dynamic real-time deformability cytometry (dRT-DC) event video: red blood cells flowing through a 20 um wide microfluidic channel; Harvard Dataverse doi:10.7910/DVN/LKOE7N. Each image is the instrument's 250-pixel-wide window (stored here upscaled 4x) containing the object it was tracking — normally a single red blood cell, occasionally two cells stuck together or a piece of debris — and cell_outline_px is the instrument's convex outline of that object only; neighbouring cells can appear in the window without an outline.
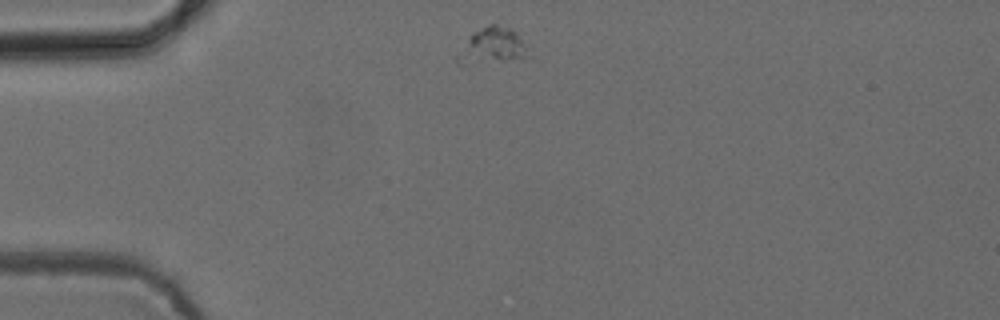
{"species": "common noctule bat (a hibernating species)", "species_latin": "Nyctalus noctula", "temperature_condition": "cold", "stored_images_in_passage": 42, "camera_frame_rate_fps": 3000, "um_per_image_px": 0.085, "animal": {"sex": "female", "body_mass_g": 24.6, "forearm_length_mm": 56.2}, "frame": {"image": 1, "passage_image": 1, "time_ms": 0.0, "image_size_px": [1000, 320], "cell_outline_px": [[532, 60], [500, 60], [492, 56], [472, 44], [468, 40], [472, 32], [488, 24], [496, 24], [516, 32], [528, 48]], "centroid_in_image_um": [42.52, 3.65], "position_along_channel_um": 42.5, "area_um2": 10.92}}
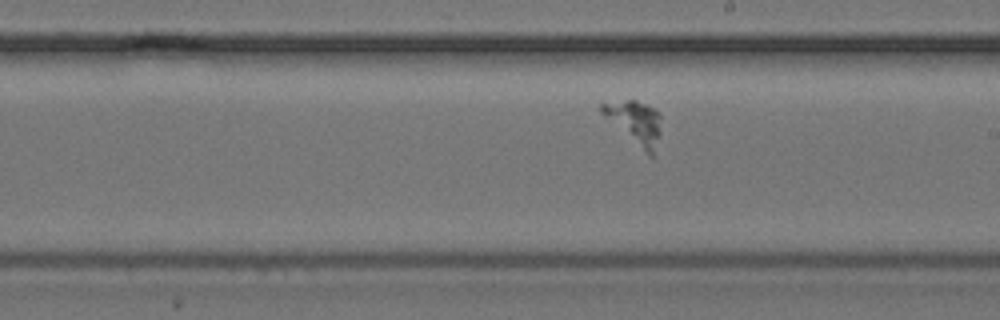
{"frame": {"image": 2, "passage_image": 19, "time_ms": 6.0, "image_size_px": [1000, 320], "cell_outline_px": [[660, 132], [652, 156], [648, 156], [604, 116], [600, 112], [600, 104], [624, 100], [636, 100], [652, 108], [660, 116]], "centroid_in_image_um": [53.95, 10.41], "position_along_channel_um": 235.0, "area_um2": 14.51}}
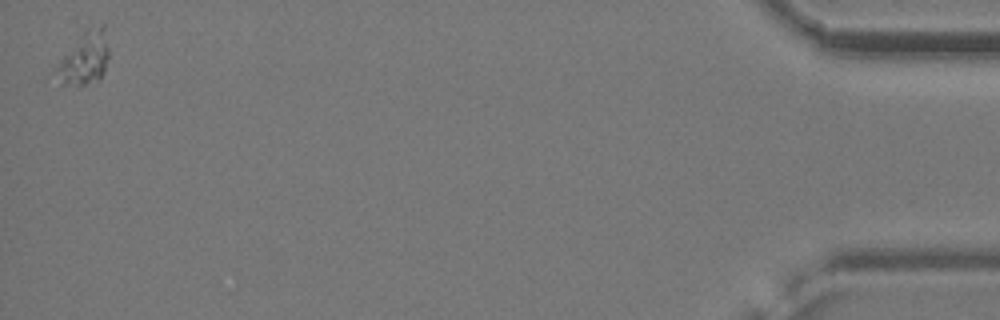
{"frame": {"image": 3, "passage_image": 42, "time_ms": 13.667, "image_size_px": [1000, 320], "cell_outline_px": [[108, 56], [104, 72], [100, 80], [84, 84], [44, 84], [44, 76], [84, 32], [100, 24], [104, 24], [108, 48]], "centroid_in_image_um": [6.96, 5.1], "position_along_channel_um": 428.2, "area_um2": 17.22}}